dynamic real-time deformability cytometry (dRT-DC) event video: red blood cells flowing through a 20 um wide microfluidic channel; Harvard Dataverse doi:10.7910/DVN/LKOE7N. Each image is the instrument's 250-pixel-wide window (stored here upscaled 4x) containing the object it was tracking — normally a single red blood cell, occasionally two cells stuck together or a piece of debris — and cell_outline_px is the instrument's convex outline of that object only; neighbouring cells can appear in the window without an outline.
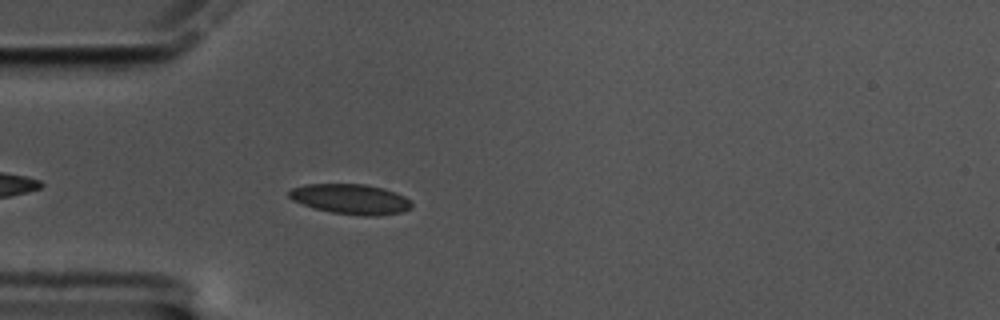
{"species": "common noctule bat (a hibernating species)", "species_latin": "Nyctalus noctula", "temperature_condition": "cold", "stored_images_in_passage": 48, "camera_frame_rate_fps": 3000, "um_per_image_px": 0.085, "animal": {"sex": "male", "body_mass_g": 17.5, "forearm_length_mm": 52.3}, "frame": {"image": 1, "passage_image": 5, "time_ms": 1.333, "image_size_px": [1000, 320], "cell_outline_px": [[412, 208], [400, 212], [376, 216], [364, 216], [332, 212], [312, 208], [292, 200], [288, 196], [288, 192], [292, 188], [304, 184], [364, 184], [384, 188], [396, 192], [404, 196], [412, 204]], "centroid_in_image_um": [29.78, 16.92], "position_along_channel_um": 55.2, "area_um2": 21.56}}
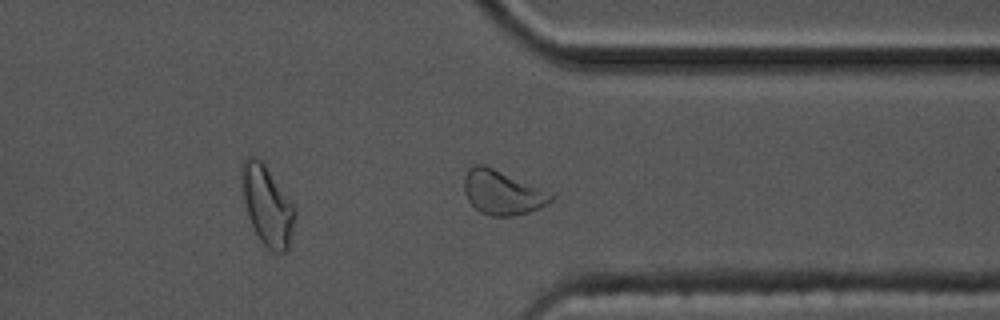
{"frame": {"image": 2, "passage_image": 34, "time_ms": 11.0, "image_size_px": [1000, 320], "cell_outline_px": [[556, 196], [552, 200], [540, 208], [528, 212], [508, 216], [492, 216], [480, 212], [468, 200], [464, 192], [464, 180], [468, 168], [476, 164], [484, 164], [552, 192]], "centroid_in_image_um": [42.71, 16.35], "position_along_channel_um": 368.7, "area_um2": 22.43}}
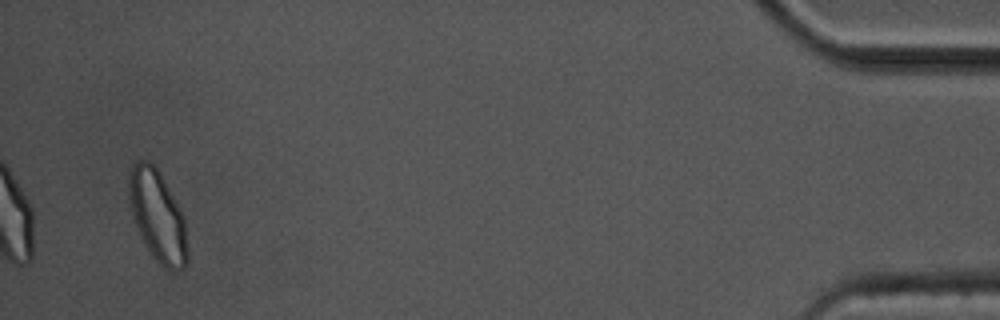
{"frame": {"image": 3, "passage_image": 46, "time_ms": 15.0, "image_size_px": [1000, 320], "cell_outline_px": [[188, 264], [184, 268], [176, 272], [172, 272], [164, 268], [152, 256], [144, 244], [140, 236], [132, 212], [128, 196], [128, 176], [132, 164], [136, 160], [148, 160], [156, 168], [180, 208], [184, 216], [188, 252]], "centroid_in_image_um": [13.4, 18.41], "position_along_channel_um": 421.8, "area_um2": 31.27}, "authors_computed_cell_mechanics": {"area_um2": 20.808, "velocity_mm_per_s": 3.3086, "shape_relaxation_time_tau1_ms": 4.8875, "shape_relaxation_time_tau2_ms": 1.6118, "deformation_change_tau1": 0.0943, "deformation_change_tau2": 0.0618}}